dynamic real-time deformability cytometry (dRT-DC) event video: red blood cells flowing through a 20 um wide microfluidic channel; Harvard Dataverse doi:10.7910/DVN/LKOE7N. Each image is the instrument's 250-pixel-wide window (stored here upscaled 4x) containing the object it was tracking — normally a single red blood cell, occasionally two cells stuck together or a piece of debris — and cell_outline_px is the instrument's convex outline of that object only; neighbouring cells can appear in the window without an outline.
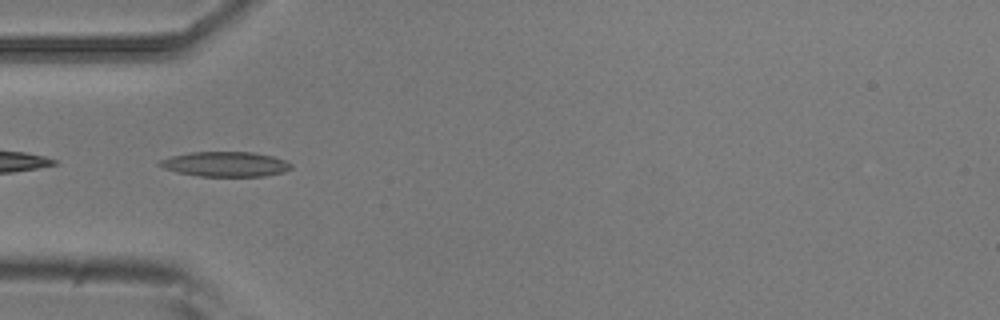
{"species": "common noctule bat (a hibernating species)", "species_latin": "Nyctalus noctula", "temperature_condition": "room temperature", "stored_images_in_passage": 7, "camera_frame_rate_fps": 3000, "um_per_image_px": 0.085, "animal": {"sex": "male", "body_mass_g": 20.5, "forearm_length_mm": 52.5}, "frame": {"image": 1, "passage_image": 2, "time_ms": 0.333, "image_size_px": [1000, 320], "cell_outline_px": [[292, 168], [284, 172], [264, 176], [200, 176], [176, 172], [164, 168], [156, 164], [160, 160], [172, 156], [192, 152], [252, 152], [272, 156], [284, 160], [292, 164]], "centroid_in_image_um": [19.16, 13.95], "position_along_channel_um": 65.8, "area_um2": 19.02}}
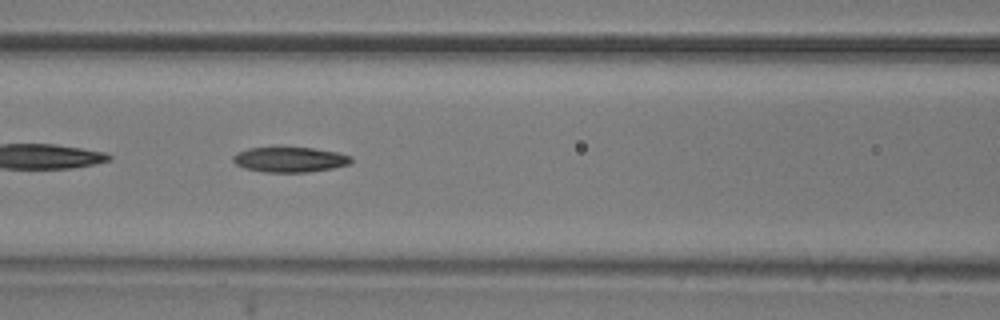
{"frame": {"image": 2, "passage_image": 4, "time_ms": 1.0, "image_size_px": [1000, 320], "cell_outline_px": [[352, 160], [348, 164], [332, 168], [308, 172], [264, 172], [244, 168], [236, 164], [232, 160], [232, 156], [236, 152], [248, 148], [312, 148], [336, 152], [352, 156]], "centroid_in_image_um": [24.6, 13.57], "position_along_channel_um": 142.0, "area_um2": 17.17}}
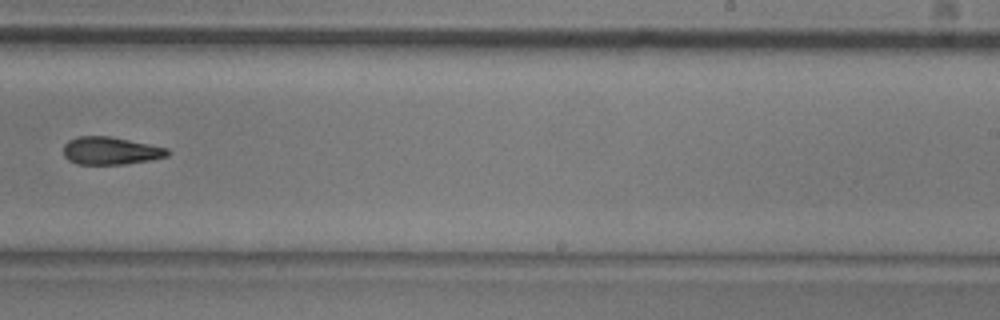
{"frame": {"image": 3, "passage_image": 7, "time_ms": 2.0, "image_size_px": [1000, 320], "cell_outline_px": [[172, 152], [168, 156], [152, 160], [124, 164], [76, 164], [68, 160], [64, 156], [64, 144], [68, 140], [76, 136], [108, 136], [168, 148]], "centroid_in_image_um": [9.4, 12.82], "position_along_channel_um": 279.6, "area_um2": 16.88}}